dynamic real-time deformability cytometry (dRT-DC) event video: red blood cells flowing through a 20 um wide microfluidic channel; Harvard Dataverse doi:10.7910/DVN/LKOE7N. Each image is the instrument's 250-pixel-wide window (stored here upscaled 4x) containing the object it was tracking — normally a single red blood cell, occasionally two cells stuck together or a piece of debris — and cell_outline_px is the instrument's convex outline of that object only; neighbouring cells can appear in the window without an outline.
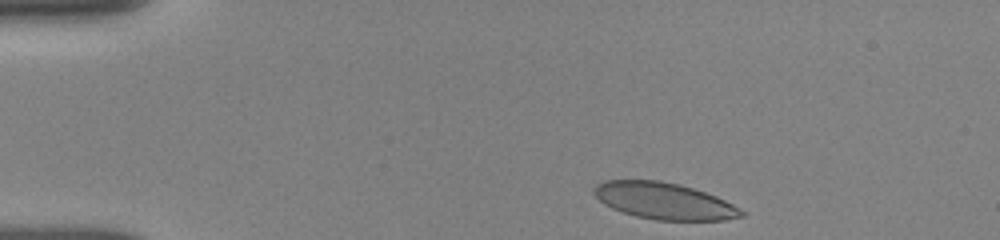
{"species": "human", "species_latin": "Homo sapiens", "temperature_condition": "room temperature", "stored_images_in_passage": 28, "camera_frame_rate_fps": 3000, "um_per_image_px": 0.085, "donor": {"sex": "female"}, "frame": {"image": 1, "passage_image": 3, "time_ms": 0.333, "image_size_px": [1000, 240], "cell_outline_px": [[744, 216], [724, 220], [656, 220], [636, 216], [612, 208], [604, 204], [592, 192], [592, 188], [596, 184], [608, 180], [660, 180], [680, 184], [716, 196], [740, 208], [744, 212]], "centroid_in_image_um": [56.43, 17.07], "position_along_channel_um": 28.6, "area_um2": 31.33}}
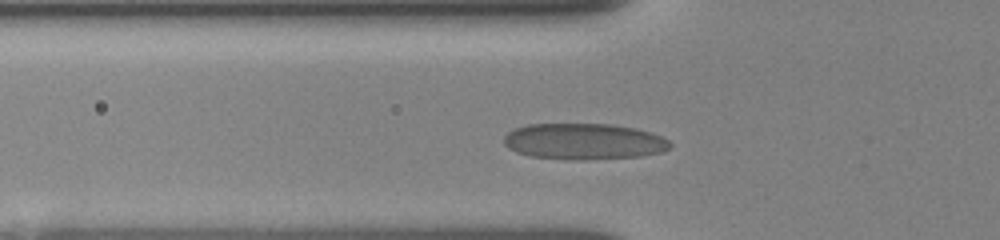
{"frame": {"image": 2, "passage_image": 25, "time_ms": 3.333, "image_size_px": [1000, 240], "cell_outline_px": [[672, 148], [660, 152], [640, 156], [584, 160], [568, 160], [532, 156], [516, 152], [508, 148], [504, 144], [504, 136], [508, 132], [516, 128], [528, 124], [612, 124], [636, 128], [652, 132], [668, 140], [672, 144]], "centroid_in_image_um": [49.64, 12.02], "position_along_channel_um": 76.2, "area_um2": 35.2}}
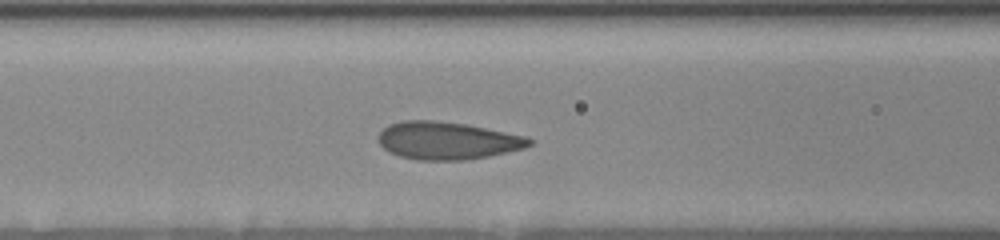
{"frame": {"image": 3, "passage_image": 28, "time_ms": 4.667, "image_size_px": [1000, 240], "cell_outline_px": [[532, 144], [524, 148], [488, 156], [464, 160], [416, 160], [400, 156], [388, 152], [376, 140], [380, 132], [388, 124], [404, 120], [432, 120], [468, 124], [528, 136], [532, 140]], "centroid_in_image_um": [38.01, 11.94], "position_along_channel_um": 128.6, "area_um2": 33.35}}